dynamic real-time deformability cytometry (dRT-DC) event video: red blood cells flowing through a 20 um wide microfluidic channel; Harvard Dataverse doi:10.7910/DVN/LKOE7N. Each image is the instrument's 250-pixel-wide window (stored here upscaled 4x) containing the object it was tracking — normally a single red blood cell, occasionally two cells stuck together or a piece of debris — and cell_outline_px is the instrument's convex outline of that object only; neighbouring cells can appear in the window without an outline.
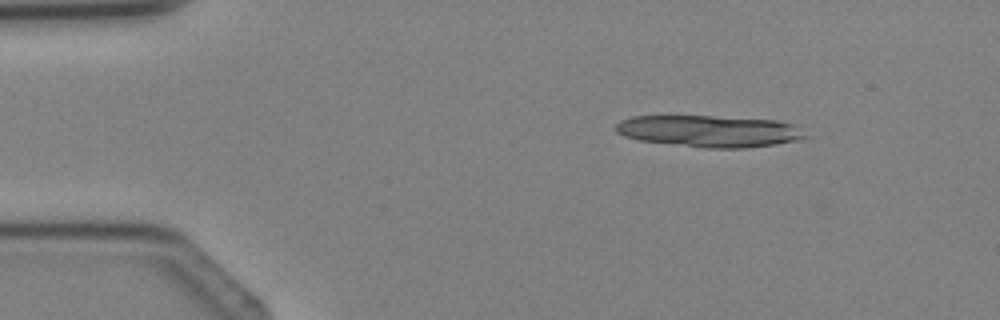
{"species": "Egyptian fruit bat (a non-hibernating species)", "species_latin": "Rousettus aegyptiacus", "temperature_condition": "cold", "stored_images_in_passage": 4, "camera_frame_rate_fps": 3000, "um_per_image_px": 0.085, "animal": {"sex": "female"}, "frame": {"image": 1, "passage_image": 2, "time_ms": 1.0, "image_size_px": [1000, 320], "cell_outline_px": [[808, 136], [796, 140], [776, 144], [744, 148], [704, 148], [640, 140], [624, 136], [616, 132], [616, 124], [620, 120], [632, 116], [712, 116], [780, 120], [792, 124]], "centroid_in_image_um": [60.27, 11.14], "position_along_channel_um": 24.7, "area_um2": 34.91}}
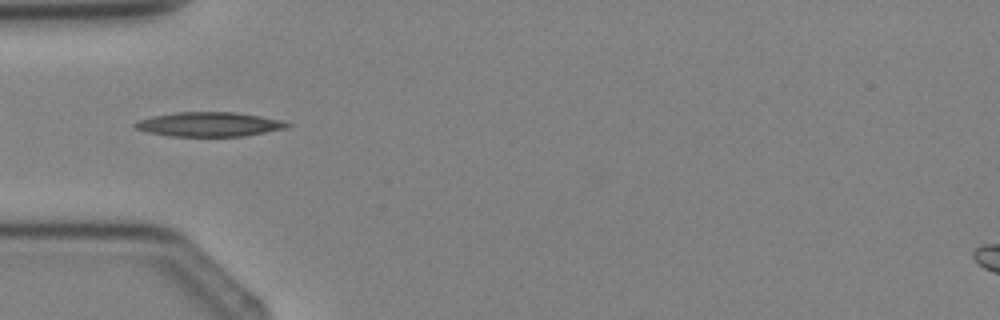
{"frame": {"image": 2, "passage_image": 4, "time_ms": 3.333, "image_size_px": [1000, 320], "cell_outline_px": [[292, 124], [288, 128], [244, 136], [172, 136], [148, 132], [136, 128], [132, 124], [140, 120], [152, 116], [176, 112], [236, 112], [260, 116], [280, 120]], "centroid_in_image_um": [17.8, 10.56], "position_along_channel_um": 67.2, "area_um2": 21.5}}